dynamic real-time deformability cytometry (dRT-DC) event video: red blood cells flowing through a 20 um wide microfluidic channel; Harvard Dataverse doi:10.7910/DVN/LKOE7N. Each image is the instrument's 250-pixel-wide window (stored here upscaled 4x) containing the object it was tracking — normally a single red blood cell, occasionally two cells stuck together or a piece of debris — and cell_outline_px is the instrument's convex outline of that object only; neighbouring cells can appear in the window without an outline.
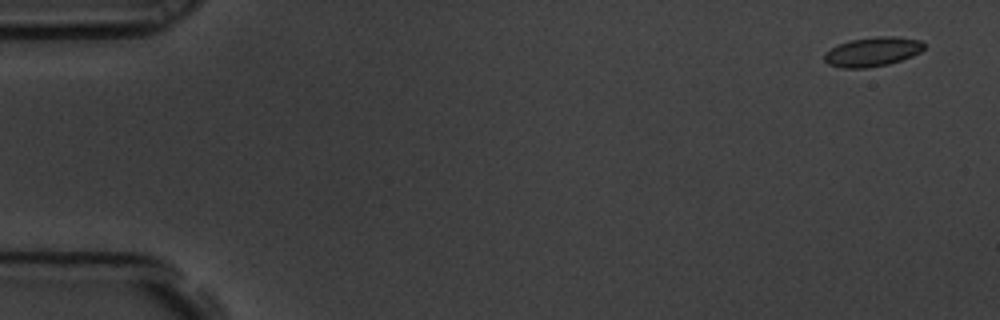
{"species": "common noctule bat (a hibernating species)", "species_latin": "Nyctalus noctula", "temperature_condition": "room temperature", "stored_images_in_passage": 15, "camera_frame_rate_fps": 3000, "um_per_image_px": 0.085, "animal": {"sex": "male", "body_mass_g": 19.5, "forearm_length_mm": 54.6}, "frame": {"image": 1, "passage_image": 1, "time_ms": 0.0, "image_size_px": [1000, 320], "cell_outline_px": [[924, 48], [920, 52], [912, 56], [888, 64], [868, 68], [844, 68], [828, 64], [824, 60], [824, 56], [832, 48], [840, 44], [852, 40], [876, 36], [892, 36], [920, 40], [924, 44]], "centroid_in_image_um": [74.18, 4.4], "position_along_channel_um": 10.8, "area_um2": 16.76}}
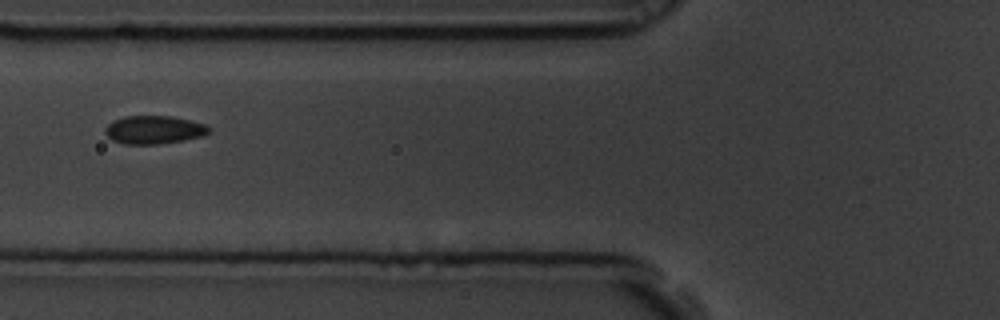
{"frame": {"image": 2, "passage_image": 6, "time_ms": 1.667, "image_size_px": [1000, 320], "cell_outline_px": [[212, 128], [204, 136], [184, 140], [156, 144], [124, 144], [112, 140], [104, 132], [104, 128], [108, 124], [124, 116], [172, 116], [204, 124]], "centroid_in_image_um": [13.08, 11.03], "position_along_channel_um": 112.7, "area_um2": 16.99}}
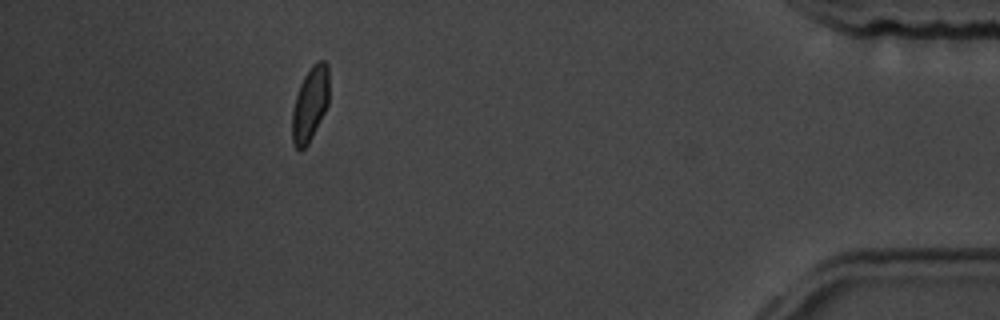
{"frame": {"image": 3, "passage_image": 14, "time_ms": 4.333, "image_size_px": [1000, 320], "cell_outline_px": [[328, 104], [308, 144], [300, 152], [296, 148], [292, 140], [292, 108], [300, 84], [304, 76], [312, 64], [320, 60], [324, 60], [328, 64]], "centroid_in_image_um": [26.34, 8.83], "position_along_channel_um": 408.9, "area_um2": 15.95}}